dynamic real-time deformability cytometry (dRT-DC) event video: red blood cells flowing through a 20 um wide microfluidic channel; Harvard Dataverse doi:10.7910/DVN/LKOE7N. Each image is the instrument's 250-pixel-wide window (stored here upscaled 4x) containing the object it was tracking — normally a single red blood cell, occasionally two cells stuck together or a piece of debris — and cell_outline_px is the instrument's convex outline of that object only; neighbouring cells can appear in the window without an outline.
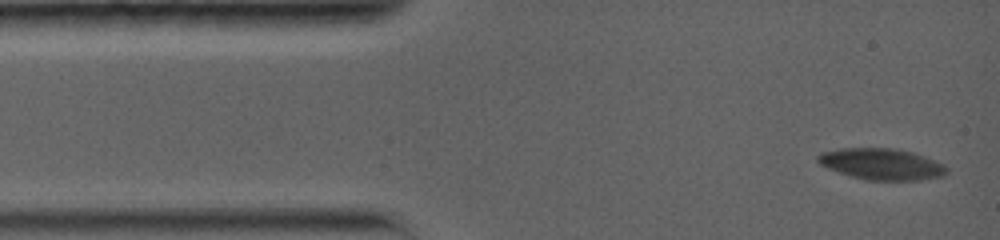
{"species": "common noctule bat (a hibernating species)", "species_latin": "Nyctalus noctula", "temperature_condition": "warm", "stored_images_in_passage": 29, "camera_frame_rate_fps": 5000, "um_per_image_px": 0.085, "animal": {"sex": "female", "body_mass_g": 19.0, "forearm_length_mm": 56.7}, "frame": {"image": 1, "passage_image": 1, "time_ms": 0.0, "image_size_px": [1000, 240], "cell_outline_px": [[948, 172], [944, 176], [920, 180], [864, 180], [828, 168], [820, 164], [816, 160], [816, 156], [824, 152], [844, 148], [892, 148], [912, 152], [932, 160], [948, 168]], "centroid_in_image_um": [74.93, 13.95], "position_along_channel_um": 10.1, "area_um2": 23.18}}
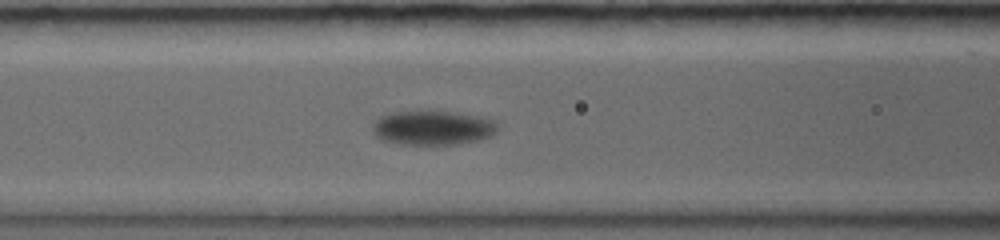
{"frame": {"image": 2, "passage_image": 11, "time_ms": 5.4, "image_size_px": [1000, 240], "cell_outline_px": [[500, 128], [492, 136], [480, 140], [452, 144], [400, 144], [380, 140], [372, 132], [372, 120], [388, 112], [420, 108], [432, 108], [476, 116], [492, 120]], "centroid_in_image_um": [36.69, 10.81], "position_along_channel_um": 129.9, "area_um2": 26.18}}
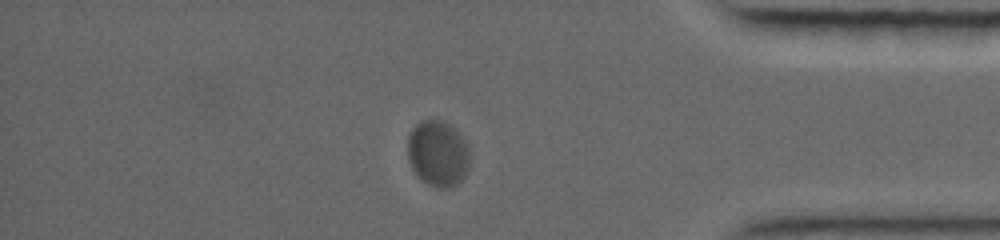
{"frame": {"image": 3, "passage_image": 23, "time_ms": 13.8, "image_size_px": [1000, 240], "cell_outline_px": [[468, 168], [464, 176], [452, 188], [436, 188], [428, 184], [412, 168], [408, 160], [408, 136], [412, 128], [420, 120], [444, 120], [452, 124], [460, 132], [468, 144]], "centroid_in_image_um": [37.23, 13.01], "position_along_channel_um": 398.0, "area_um2": 24.1}, "authors_computed_cell_mechanics": {"area_um2": 24.276, "velocity_mm_per_s": 3.4704, "shape_relaxation_time_tau1_ms": 3.1178, "shape_relaxation_time_tau2_ms": null, "deformation_change_tau1": 0.1297, "deformation_change_tau2": null}}